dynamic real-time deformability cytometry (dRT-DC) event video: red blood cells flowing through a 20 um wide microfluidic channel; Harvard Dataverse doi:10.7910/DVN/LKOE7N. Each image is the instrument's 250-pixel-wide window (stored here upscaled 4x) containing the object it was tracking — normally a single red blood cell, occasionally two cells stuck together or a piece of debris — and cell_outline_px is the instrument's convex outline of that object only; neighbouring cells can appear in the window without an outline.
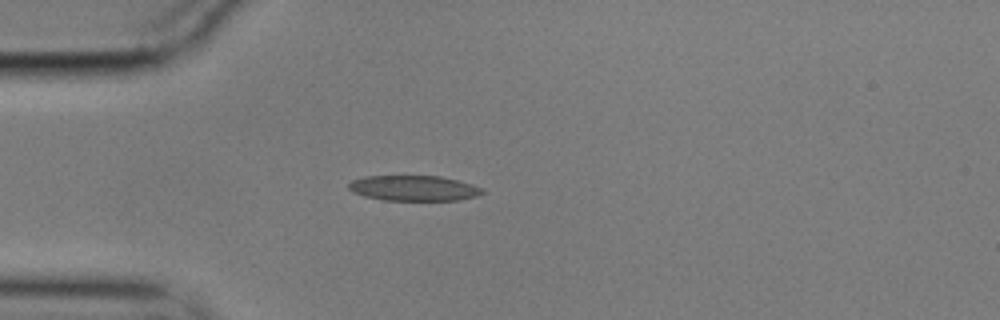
{"species": "common noctule bat (a hibernating species)", "species_latin": "Nyctalus noctula", "temperature_condition": "cold", "stored_images_in_passage": 9, "camera_frame_rate_fps": 3000, "um_per_image_px": 0.085, "animal": {"sex": "male", "body_mass_g": 17.9}, "frame": {"image": 1, "passage_image": 1, "time_ms": 0.0, "image_size_px": [1000, 320], "cell_outline_px": [[484, 192], [476, 196], [456, 200], [384, 200], [364, 196], [352, 192], [348, 188], [348, 184], [352, 180], [364, 176], [440, 176], [472, 184], [484, 188]], "centroid_in_image_um": [35.15, 15.99], "position_along_channel_um": 49.9, "area_um2": 19.71}}
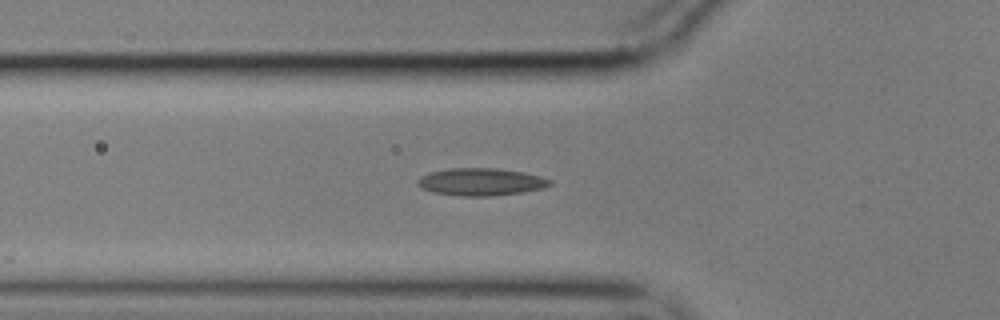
{"frame": {"image": 2, "passage_image": 5, "time_ms": 1.333, "image_size_px": [1000, 320], "cell_outline_px": [[552, 184], [544, 188], [520, 192], [492, 196], [464, 196], [432, 192], [420, 188], [416, 184], [416, 180], [420, 176], [428, 172], [448, 168], [496, 168], [524, 172], [540, 176], [552, 180]], "centroid_in_image_um": [40.83, 15.45], "position_along_channel_um": 85.0, "area_um2": 21.33}}
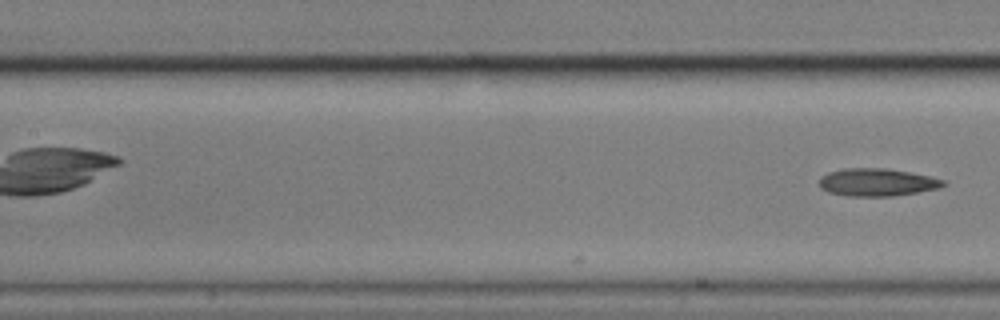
{"frame": {"image": 3, "passage_image": 9, "time_ms": 2.667, "image_size_px": [1000, 320], "cell_outline_px": [[948, 184], [940, 188], [892, 196], [848, 196], [828, 192], [820, 188], [820, 176], [828, 172], [844, 168], [888, 168], [912, 172], [932, 176], [948, 180]], "centroid_in_image_um": [74.6, 15.48], "position_along_channel_um": 132.8, "area_um2": 20.35}}